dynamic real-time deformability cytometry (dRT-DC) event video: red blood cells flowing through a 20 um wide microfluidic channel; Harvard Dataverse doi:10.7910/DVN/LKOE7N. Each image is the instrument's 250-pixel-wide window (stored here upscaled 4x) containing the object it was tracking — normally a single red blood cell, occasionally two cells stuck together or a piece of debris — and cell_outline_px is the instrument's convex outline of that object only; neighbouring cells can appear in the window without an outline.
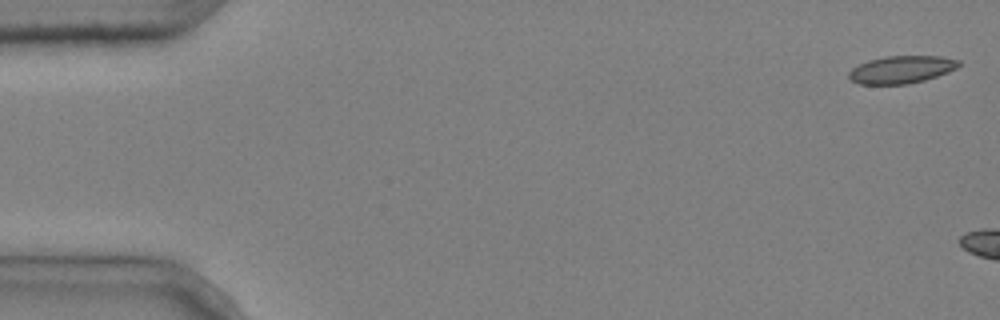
{"species": "common noctule bat (a hibernating species)", "species_latin": "Nyctalus noctula", "temperature_condition": "cold", "stored_images_in_passage": 3, "camera_frame_rate_fps": 3000, "um_per_image_px": 0.085, "animal": {"sex": "male", "body_mass_g": 20.4}, "frame": {"image": 1, "passage_image": 1, "time_ms": 0.0, "image_size_px": [1000, 320], "cell_outline_px": [[960, 64], [956, 68], [948, 72], [924, 80], [908, 84], [860, 84], [852, 80], [848, 76], [848, 72], [852, 68], [868, 60], [884, 56], [940, 56], [960, 60]], "centroid_in_image_um": [76.62, 5.9], "position_along_channel_um": 8.4, "area_um2": 17.57}}